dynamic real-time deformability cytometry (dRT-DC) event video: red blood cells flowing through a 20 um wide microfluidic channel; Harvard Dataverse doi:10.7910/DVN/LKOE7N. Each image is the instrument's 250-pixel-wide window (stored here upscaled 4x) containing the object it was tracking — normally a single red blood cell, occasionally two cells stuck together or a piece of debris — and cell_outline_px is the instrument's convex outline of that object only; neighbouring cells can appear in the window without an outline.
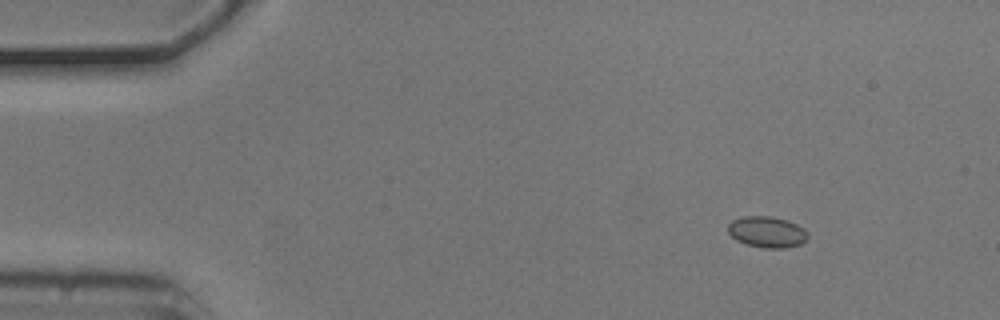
{"species": "common noctule bat (a hibernating species)", "species_latin": "Nyctalus noctula", "temperature_condition": "cold", "stored_images_in_passage": 4, "camera_frame_rate_fps": 3000, "um_per_image_px": 0.085, "animal": {"sex": "male", "body_mass_g": 20.5, "forearm_length_mm": 52.5}, "frame": {"image": 1, "passage_image": 2, "time_ms": 0.333, "image_size_px": [1000, 320], "cell_outline_px": [[808, 240], [800, 244], [784, 248], [764, 248], [748, 244], [736, 240], [728, 232], [728, 224], [732, 220], [744, 216], [772, 216], [788, 220], [804, 228], [808, 232]], "centroid_in_image_um": [65.22, 19.71], "position_along_channel_um": 19.8, "area_um2": 14.57}}